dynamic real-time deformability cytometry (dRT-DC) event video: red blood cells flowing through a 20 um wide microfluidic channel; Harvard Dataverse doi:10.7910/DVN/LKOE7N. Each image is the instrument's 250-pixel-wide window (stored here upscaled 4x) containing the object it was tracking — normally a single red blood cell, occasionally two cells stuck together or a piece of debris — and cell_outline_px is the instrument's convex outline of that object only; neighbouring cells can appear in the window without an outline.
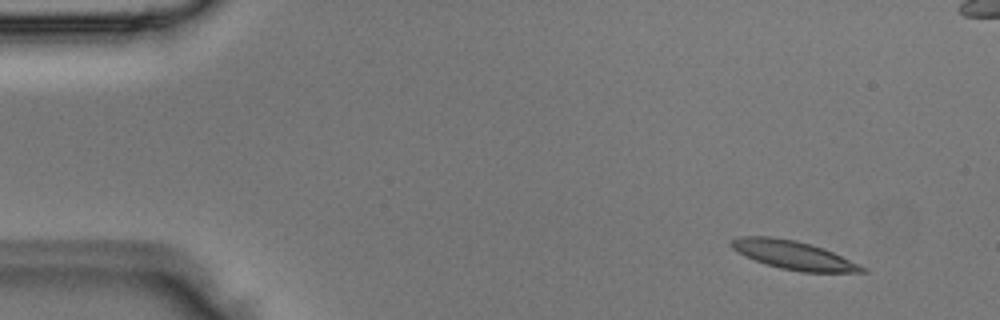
{"species": "Egyptian fruit bat (a non-hibernating species)", "species_latin": "Rousettus aegyptiacus", "temperature_condition": "room temperature", "stored_images_in_passage": 4, "camera_frame_rate_fps": 3000, "um_per_image_px": 0.085, "animal": {"sex": "male"}, "frame": {"image": 1, "passage_image": 1, "time_ms": 0.0, "image_size_px": [1000, 320], "cell_outline_px": [[868, 272], [800, 272], [780, 268], [756, 260], [736, 252], [728, 244], [732, 240], [740, 236], [772, 236], [796, 240], [824, 248], [860, 264], [868, 268]], "centroid_in_image_um": [67.46, 21.67], "position_along_channel_um": 17.5, "area_um2": 21.85}}